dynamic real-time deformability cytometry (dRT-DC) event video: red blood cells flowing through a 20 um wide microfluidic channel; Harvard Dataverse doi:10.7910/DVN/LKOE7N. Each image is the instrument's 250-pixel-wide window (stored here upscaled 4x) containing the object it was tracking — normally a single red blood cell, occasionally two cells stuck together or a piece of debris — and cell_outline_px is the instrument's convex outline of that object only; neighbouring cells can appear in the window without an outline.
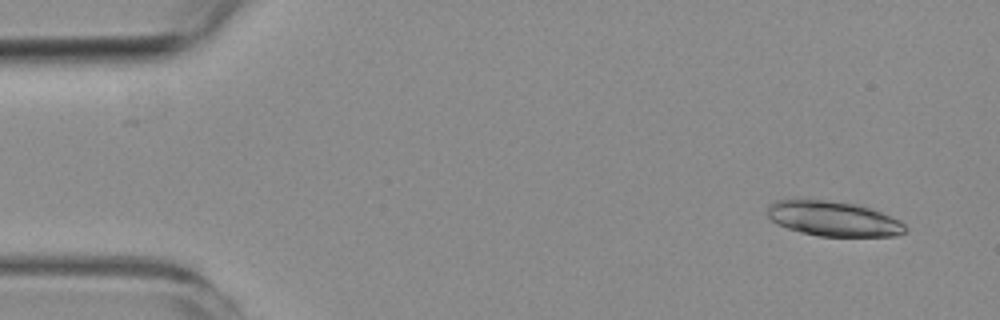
{"species": "common noctule bat (a hibernating species)", "species_latin": "Nyctalus noctula", "temperature_condition": "room temperature", "stored_images_in_passage": 4, "camera_frame_rate_fps": 3000, "um_per_image_px": 0.085, "animal": {"sex": "female", "body_mass_g": 19.3, "forearm_length_mm": 54.1}, "frame": {"image": 1, "passage_image": 1, "time_ms": 0.0, "image_size_px": [1000, 320], "cell_outline_px": [[908, 228], [904, 232], [896, 236], [820, 236], [800, 232], [776, 224], [768, 216], [768, 204], [776, 200], [796, 196], [852, 204], [868, 208], [880, 212], [900, 220]], "centroid_in_image_um": [70.75, 18.56], "position_along_channel_um": 14.2, "area_um2": 28.44}}
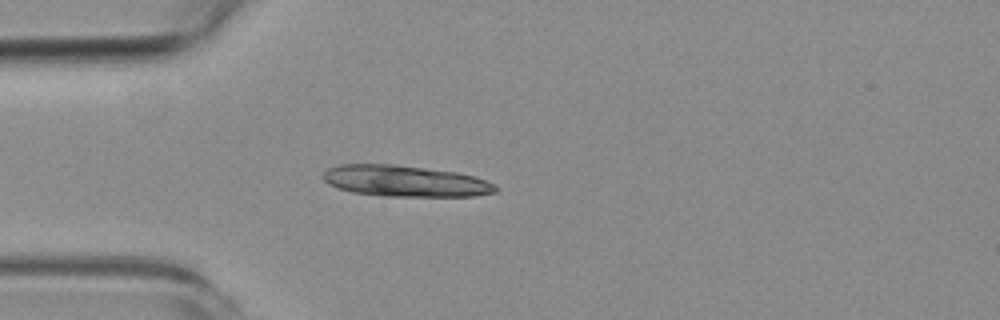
{"frame": {"image": 2, "passage_image": 4, "time_ms": 3.667, "image_size_px": [1000, 320], "cell_outline_px": [[496, 192], [476, 196], [384, 196], [352, 192], [328, 184], [324, 180], [324, 172], [328, 168], [336, 164], [392, 164], [456, 172], [472, 176], [496, 184]], "centroid_in_image_um": [34.41, 15.39], "position_along_channel_um": 50.6, "area_um2": 31.15}}